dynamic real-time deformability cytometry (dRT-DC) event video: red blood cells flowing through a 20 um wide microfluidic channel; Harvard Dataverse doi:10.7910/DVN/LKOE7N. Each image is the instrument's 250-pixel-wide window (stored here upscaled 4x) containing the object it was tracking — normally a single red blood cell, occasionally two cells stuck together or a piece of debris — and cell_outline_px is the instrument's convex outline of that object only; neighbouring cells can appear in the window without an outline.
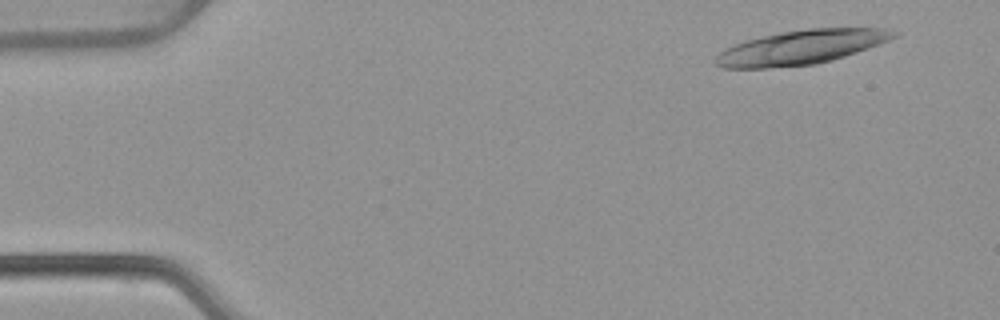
{"species": "common noctule bat (a hibernating species)", "species_latin": "Nyctalus noctula", "temperature_condition": "warm", "stored_images_in_passage": 52, "camera_frame_rate_fps": 3000, "um_per_image_px": 0.085, "animal": {"sex": "female", "body_mass_g": 22.7, "forearm_length_mm": 54.2}, "frame": {"image": 1, "passage_image": 4, "time_ms": 1.0, "image_size_px": [1000, 320], "cell_outline_px": [[900, 32], [896, 36], [888, 40], [856, 52], [832, 60], [816, 64], [768, 68], [720, 68], [716, 64], [716, 56], [724, 48], [748, 40], [780, 32], [808, 28], [884, 28]], "centroid_in_image_um": [68.08, 4.02], "position_along_channel_um": 16.9, "area_um2": 35.2}}